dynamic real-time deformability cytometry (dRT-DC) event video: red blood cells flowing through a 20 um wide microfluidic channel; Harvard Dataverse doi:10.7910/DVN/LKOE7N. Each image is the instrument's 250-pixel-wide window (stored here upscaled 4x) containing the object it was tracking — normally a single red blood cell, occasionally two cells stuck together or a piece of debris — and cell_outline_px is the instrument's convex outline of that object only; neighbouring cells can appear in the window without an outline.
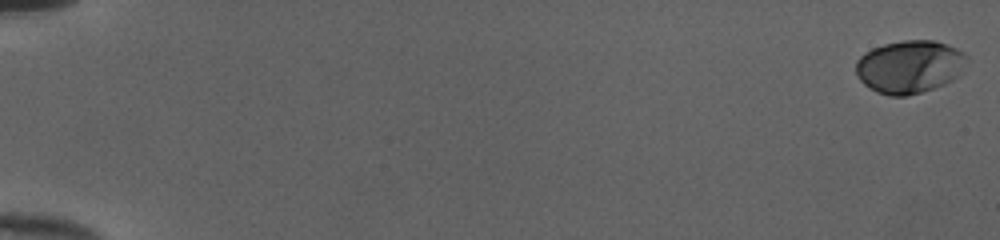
{"species": "human", "species_latin": "Homo sapiens", "temperature_condition": "cold", "stored_images_in_passage": 53, "camera_frame_rate_fps": 3000, "um_per_image_px": 0.085, "donor": {"sex": "female"}, "frame": {"image": 1, "passage_image": 1, "time_ms": 0.0, "image_size_px": [1000, 240], "cell_outline_px": [[968, 60], [960, 72], [952, 80], [944, 84], [908, 96], [888, 96], [876, 92], [864, 84], [860, 80], [856, 72], [856, 60], [864, 52], [872, 48], [884, 44], [904, 40], [932, 40], [956, 48], [964, 52], [968, 56]], "centroid_in_image_um": [77.29, 5.67], "position_along_channel_um": 7.7, "area_um2": 34.22}}
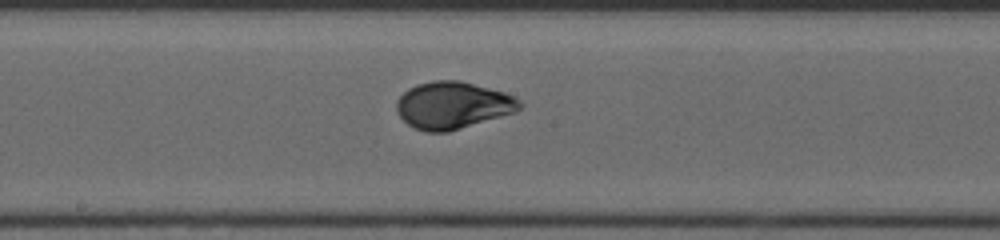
{"frame": {"image": 2, "passage_image": 31, "time_ms": 10.0, "image_size_px": [1000, 240], "cell_outline_px": [[524, 104], [516, 112], [448, 132], [424, 132], [408, 124], [396, 112], [396, 100], [408, 88], [416, 84], [432, 80], [460, 80], [504, 92], [520, 100]], "centroid_in_image_um": [38.47, 8.94], "position_along_channel_um": 209.7, "area_um2": 33.93}}
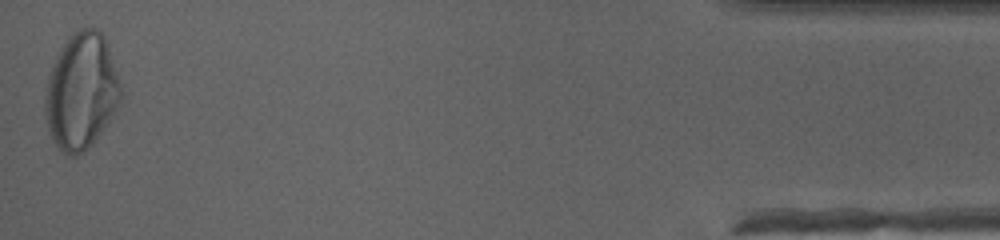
{"frame": {"image": 3, "passage_image": 53, "time_ms": 17.333, "image_size_px": [1000, 240], "cell_outline_px": [[120, 100], [116, 116], [92, 144], [84, 152], [76, 156], [68, 156], [56, 144], [48, 128], [44, 112], [44, 96], [48, 76], [52, 64], [60, 48], [68, 36], [80, 28], [96, 28], [104, 32], [120, 84]], "centroid_in_image_um": [6.92, 7.77], "position_along_channel_um": 428.3, "area_um2": 51.85}, "authors_computed_cell_mechanics": {"area_um2": 33.4084, "velocity_mm_per_s": 4.0146, "shape_relaxation_time_tau1_ms": 4.5169, "shape_relaxation_time_tau2_ms": null, "deformation_change_tau1": 0.174, "deformation_change_tau2": null}}